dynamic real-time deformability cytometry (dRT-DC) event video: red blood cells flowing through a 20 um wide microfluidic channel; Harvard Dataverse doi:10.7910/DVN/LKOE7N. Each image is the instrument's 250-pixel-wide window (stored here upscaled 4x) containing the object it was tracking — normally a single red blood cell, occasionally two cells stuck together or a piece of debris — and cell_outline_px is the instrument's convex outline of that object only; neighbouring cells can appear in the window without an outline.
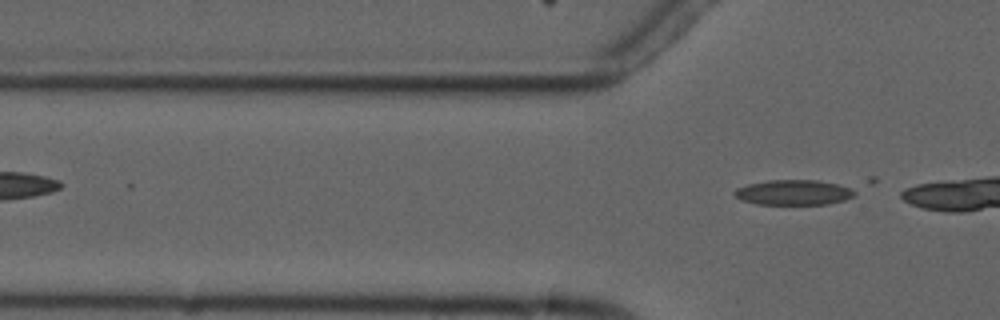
{"species": "common noctule bat (a hibernating species)", "species_latin": "Nyctalus noctula", "temperature_condition": "cold", "stored_images_in_passage": 2, "camera_frame_rate_fps": 3000, "um_per_image_px": 0.085, "animal": {"sex": "male", "forearm_length_mm": 52.5}, "frame": {"image": 1, "passage_image": 2, "time_ms": 1.333, "image_size_px": [1000, 320], "cell_outline_px": [[856, 196], [844, 200], [828, 204], [756, 204], [740, 200], [732, 192], [736, 188], [748, 184], [768, 180], [816, 180], [836, 184], [848, 188], [856, 192]], "centroid_in_image_um": [67.42, 16.36], "position_along_channel_um": 58.4, "area_um2": 17.57}}